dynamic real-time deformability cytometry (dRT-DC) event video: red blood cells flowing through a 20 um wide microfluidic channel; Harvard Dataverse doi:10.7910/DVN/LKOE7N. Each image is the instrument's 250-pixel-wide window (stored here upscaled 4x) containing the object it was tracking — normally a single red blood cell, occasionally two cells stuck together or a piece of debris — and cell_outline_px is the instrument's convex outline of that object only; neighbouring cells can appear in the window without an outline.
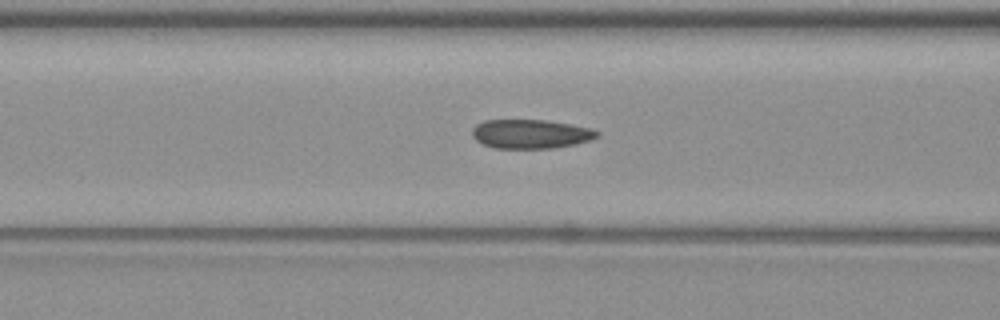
{"species": "common noctule bat (a hibernating species)", "species_latin": "Nyctalus noctula", "temperature_condition": "warm", "stored_images_in_passage": 27, "camera_frame_rate_fps": 3000, "um_per_image_px": 0.085, "animal": {"sex": "female", "body_mass_g": 19.3, "forearm_length_mm": 54.1}, "frame": {"image": 1, "passage_image": 5, "time_ms": 1.333, "image_size_px": [1000, 320], "cell_outline_px": [[600, 132], [596, 136], [588, 140], [576, 144], [556, 148], [492, 148], [476, 140], [472, 136], [472, 128], [476, 124], [484, 120], [544, 120], [568, 124], [588, 128]], "centroid_in_image_um": [45.04, 11.39], "position_along_channel_um": 121.6, "area_um2": 20.98}}
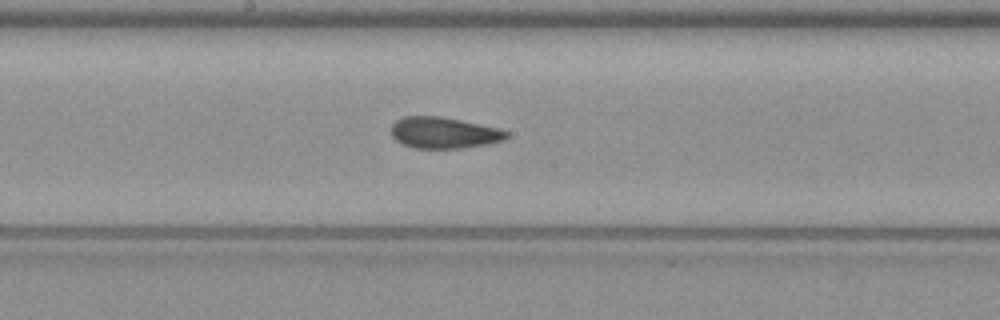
{"frame": {"image": 2, "passage_image": 12, "time_ms": 3.667, "image_size_px": [1000, 320], "cell_outline_px": [[508, 136], [504, 140], [488, 144], [464, 148], [416, 148], [404, 144], [396, 140], [392, 136], [392, 124], [396, 120], [404, 116], [440, 116], [460, 120], [496, 128], [508, 132]], "centroid_in_image_um": [37.71, 11.29], "position_along_channel_um": 210.5, "area_um2": 20.81}}
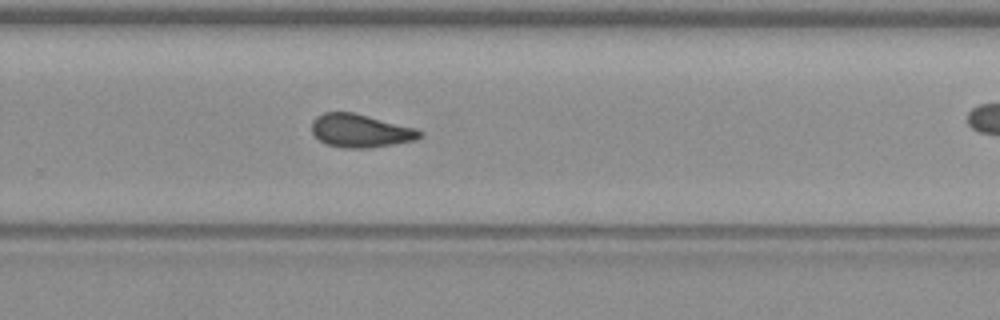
{"frame": {"image": 3, "passage_image": 19, "time_ms": 6.0, "image_size_px": [1000, 320], "cell_outline_px": [[424, 136], [416, 140], [368, 148], [344, 148], [328, 144], [320, 140], [312, 132], [312, 120], [316, 116], [324, 112], [352, 112], [416, 128], [424, 132]], "centroid_in_image_um": [30.66, 11.11], "position_along_channel_um": 299.1, "area_um2": 20.87}}